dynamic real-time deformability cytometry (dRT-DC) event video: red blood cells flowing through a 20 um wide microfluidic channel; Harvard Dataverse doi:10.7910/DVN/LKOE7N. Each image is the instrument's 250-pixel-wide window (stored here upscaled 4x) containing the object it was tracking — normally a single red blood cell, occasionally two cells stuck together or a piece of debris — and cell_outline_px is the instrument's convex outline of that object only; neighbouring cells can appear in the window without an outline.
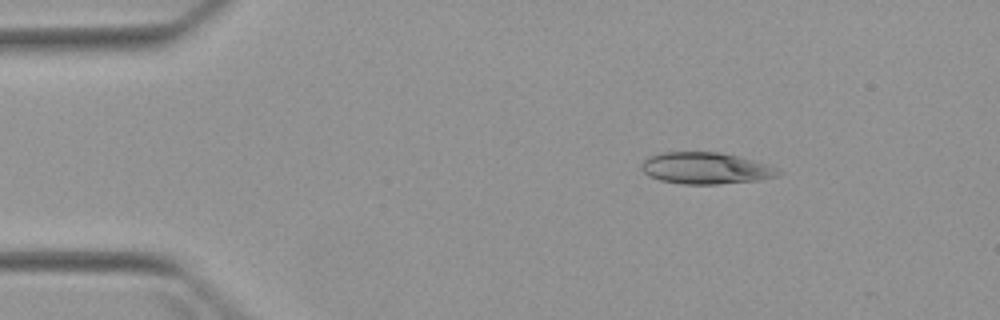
{"species": "Egyptian fruit bat (a non-hibernating species)", "species_latin": "Rousettus aegyptiacus", "temperature_condition": "warm", "stored_images_in_passage": 5, "camera_frame_rate_fps": 3000, "um_per_image_px": 0.085, "animal": {"sex": "female"}, "frame": {"image": 1, "passage_image": 3, "time_ms": 2.333, "image_size_px": [1000, 320], "cell_outline_px": [[784, 172], [776, 176], [760, 180], [716, 184], [680, 184], [660, 180], [648, 176], [640, 168], [640, 164], [648, 156], [660, 152], [720, 152], [768, 164]], "centroid_in_image_um": [59.95, 14.3], "position_along_channel_um": 25.0, "area_um2": 25.32}}
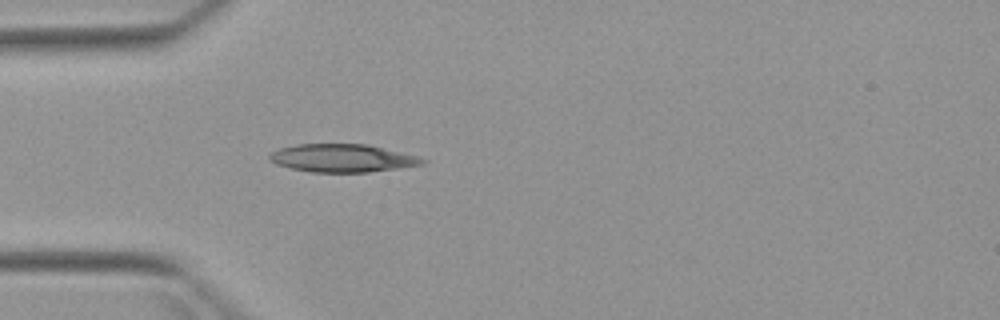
{"frame": {"image": 2, "passage_image": 5, "time_ms": 4.667, "image_size_px": [1000, 320], "cell_outline_px": [[428, 160], [424, 164], [368, 172], [312, 172], [292, 168], [276, 164], [268, 160], [268, 156], [272, 152], [280, 148], [296, 144], [368, 144], [416, 156]], "centroid_in_image_um": [29.07, 13.43], "position_along_channel_um": 55.9, "area_um2": 24.74}}